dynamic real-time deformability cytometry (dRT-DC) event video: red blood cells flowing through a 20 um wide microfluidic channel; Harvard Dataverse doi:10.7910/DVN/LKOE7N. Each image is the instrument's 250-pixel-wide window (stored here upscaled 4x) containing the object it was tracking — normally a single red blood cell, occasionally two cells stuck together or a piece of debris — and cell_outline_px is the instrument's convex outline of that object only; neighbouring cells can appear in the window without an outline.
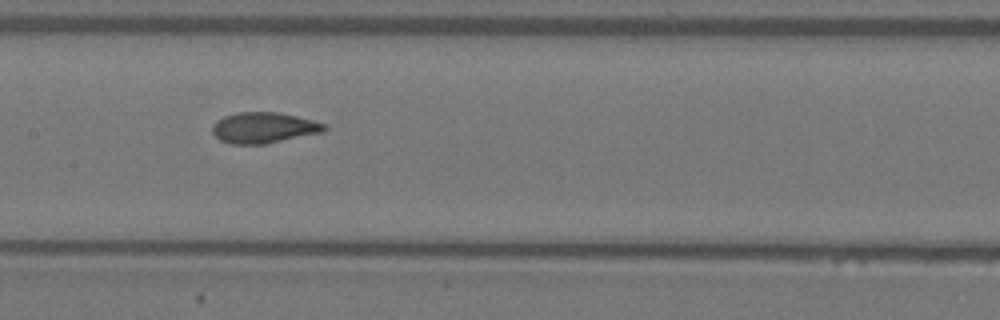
{"species": "Egyptian fruit bat (a non-hibernating species)", "species_latin": "Rousettus aegyptiacus", "temperature_condition": "warm", "stored_images_in_passage": 13, "camera_frame_rate_fps": 3000, "um_per_image_px": 0.085, "animal": {"sex": "female"}, "frame": {"image": 1, "passage_image": 6, "time_ms": 1.667, "image_size_px": [1000, 320], "cell_outline_px": [[328, 128], [324, 132], [264, 144], [232, 144], [220, 140], [212, 132], [212, 124], [216, 120], [224, 116], [236, 112], [276, 112], [296, 116], [312, 120], [324, 124]], "centroid_in_image_um": [22.4, 10.85], "position_along_channel_um": 185.0, "area_um2": 20.11}}
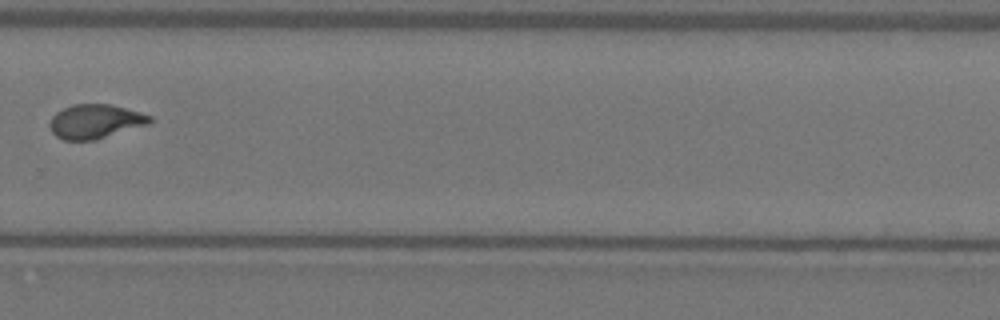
{"frame": {"image": 2, "passage_image": 9, "time_ms": 2.667, "image_size_px": [1000, 320], "cell_outline_px": [[152, 124], [96, 140], [64, 140], [56, 136], [52, 132], [48, 124], [52, 116], [56, 112], [72, 104], [112, 104], [140, 112], [152, 116]], "centroid_in_image_um": [8.13, 10.33], "position_along_channel_um": 321.7, "area_um2": 20.29}}
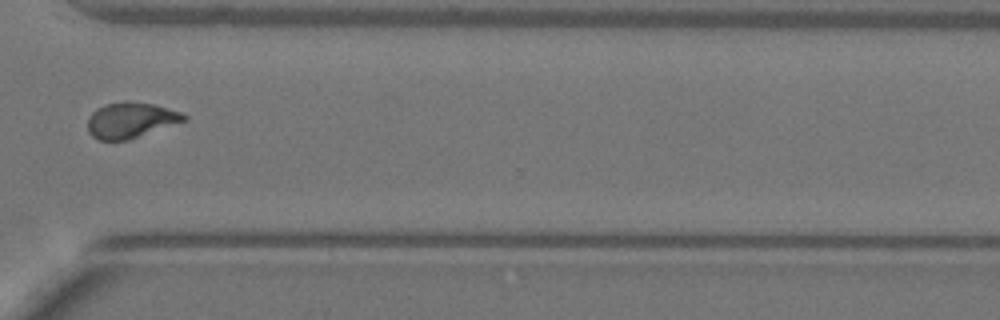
{"frame": {"image": 3, "passage_image": 10, "time_ms": 3.0, "image_size_px": [1000, 320], "cell_outline_px": [[188, 120], [128, 140], [100, 140], [92, 136], [88, 132], [88, 116], [96, 108], [104, 104], [124, 100], [128, 100], [152, 104], [180, 112], [188, 116]], "centroid_in_image_um": [11.09, 10.2], "position_along_channel_um": 359.5, "area_um2": 20.17}}